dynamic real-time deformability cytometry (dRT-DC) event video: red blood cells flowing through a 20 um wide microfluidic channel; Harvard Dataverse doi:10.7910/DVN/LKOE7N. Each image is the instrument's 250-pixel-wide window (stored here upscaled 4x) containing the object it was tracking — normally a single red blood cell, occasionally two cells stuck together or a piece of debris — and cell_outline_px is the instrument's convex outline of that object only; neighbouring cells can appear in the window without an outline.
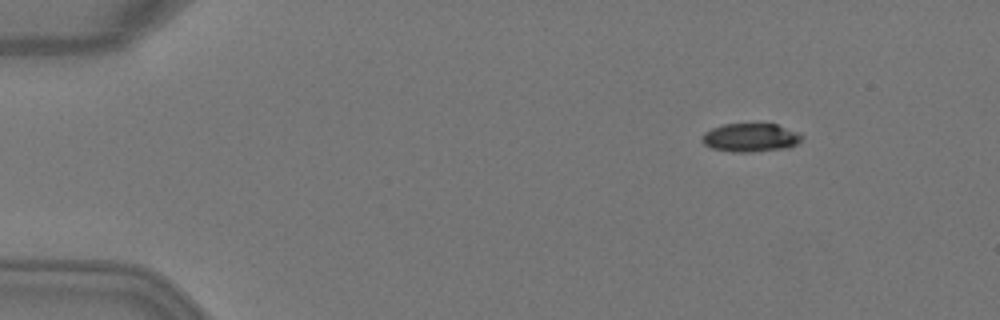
{"species": "Egyptian fruit bat (a non-hibernating species)", "species_latin": "Rousettus aegyptiacus", "temperature_condition": "warm", "stored_images_in_passage": 4, "camera_frame_rate_fps": 3000, "um_per_image_px": 0.085, "animal": {"sex": "female"}, "frame": {"image": 1, "passage_image": 1, "time_ms": 0.0, "image_size_px": [1000, 320], "cell_outline_px": [[804, 136], [796, 144], [788, 148], [752, 152], [732, 152], [712, 148], [704, 144], [700, 140], [700, 136], [704, 132], [712, 128], [724, 124], [776, 124], [800, 132]], "centroid_in_image_um": [63.78, 11.7], "position_along_channel_um": 21.2, "area_um2": 16.76}}